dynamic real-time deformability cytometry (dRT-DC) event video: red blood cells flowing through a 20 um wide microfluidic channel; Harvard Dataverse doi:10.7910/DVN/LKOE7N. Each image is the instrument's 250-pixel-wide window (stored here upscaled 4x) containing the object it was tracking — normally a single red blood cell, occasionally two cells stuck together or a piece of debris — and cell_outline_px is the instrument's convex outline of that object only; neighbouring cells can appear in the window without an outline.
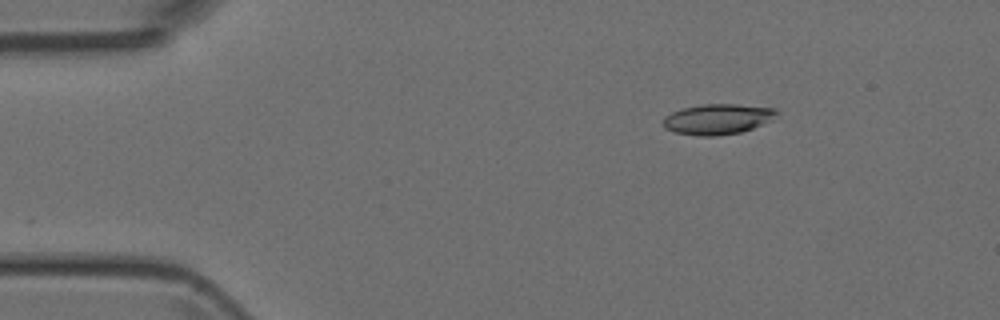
{"species": "Egyptian fruit bat (a non-hibernating species)", "species_latin": "Rousettus aegyptiacus", "temperature_condition": "room temperature", "stored_images_in_passage": 5, "camera_frame_rate_fps": 3000, "um_per_image_px": 0.085, "animal": {"sex": "female"}, "frame": {"image": 1, "passage_image": 3, "time_ms": 2.333, "image_size_px": [1000, 320], "cell_outline_px": [[776, 112], [772, 120], [752, 128], [740, 132], [716, 136], [696, 136], [676, 132], [664, 128], [664, 116], [672, 112], [684, 108], [704, 104], [736, 104], [776, 108]], "centroid_in_image_um": [60.98, 10.13], "position_along_channel_um": 24.0, "area_um2": 19.94}}
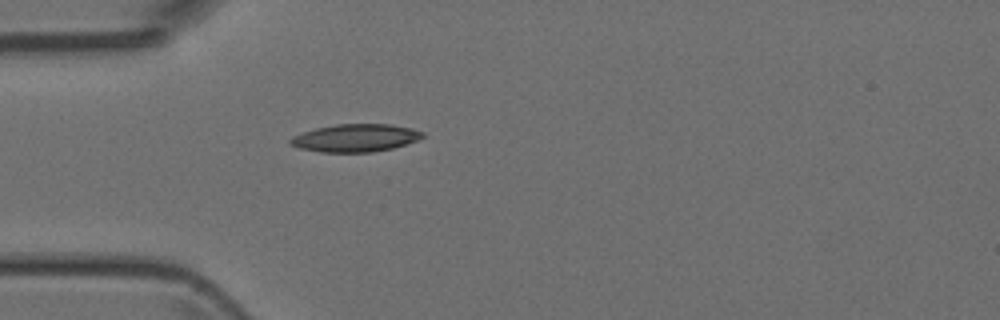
{"frame": {"image": 2, "passage_image": 5, "time_ms": 4.667, "image_size_px": [1000, 320], "cell_outline_px": [[424, 136], [416, 140], [392, 148], [372, 152], [320, 152], [300, 148], [288, 144], [288, 140], [292, 136], [316, 128], [336, 124], [392, 124], [412, 128], [424, 132]], "centroid_in_image_um": [30.19, 11.72], "position_along_channel_um": 54.8, "area_um2": 21.33}}